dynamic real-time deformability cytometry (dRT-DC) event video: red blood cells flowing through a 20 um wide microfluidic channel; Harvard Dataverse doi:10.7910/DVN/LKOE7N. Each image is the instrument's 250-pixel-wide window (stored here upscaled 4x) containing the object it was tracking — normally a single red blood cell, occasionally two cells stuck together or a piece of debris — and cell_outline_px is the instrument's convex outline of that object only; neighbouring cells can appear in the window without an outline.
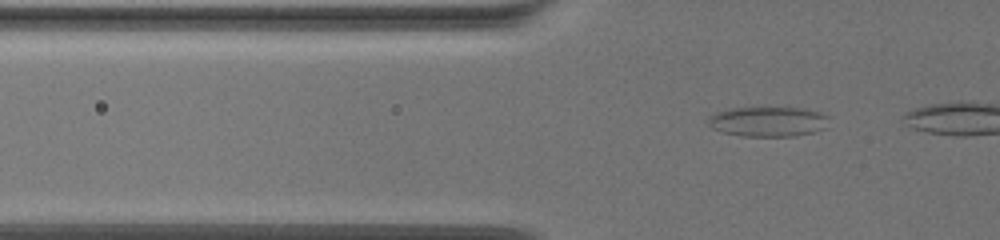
{"species": "common noctule bat (a hibernating species)", "species_latin": "Nyctalus noctula", "temperature_condition": "warm", "stored_images_in_passage": 47, "camera_frame_rate_fps": 3000, "um_per_image_px": 0.085, "animal": {"sex": "female", "body_mass_g": 19.5, "forearm_length_mm": 54.1}, "frame": {"image": 1, "passage_image": 10, "time_ms": 3.0, "image_size_px": [1000, 240], "cell_outline_px": [[828, 116], [824, 128], [812, 132], [796, 136], [740, 136], [724, 132], [712, 128], [708, 124], [708, 116], [716, 112], [728, 108], [796, 108], [820, 112]], "centroid_in_image_um": [65.22, 10.34], "position_along_channel_um": 60.6, "area_um2": 20.87}}
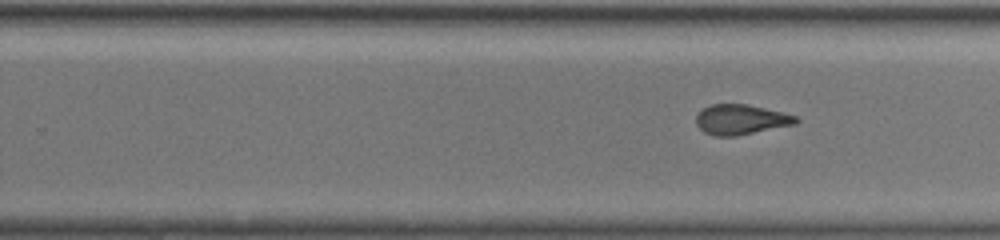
{"frame": {"image": 2, "passage_image": 32, "time_ms": 10.333, "image_size_px": [1000, 240], "cell_outline_px": [[800, 120], [796, 124], [736, 136], [716, 136], [704, 132], [696, 124], [696, 116], [704, 108], [712, 104], [748, 104], [784, 112], [796, 116]], "centroid_in_image_um": [63.01, 10.16], "position_along_channel_um": 266.8, "area_um2": 17.51}}
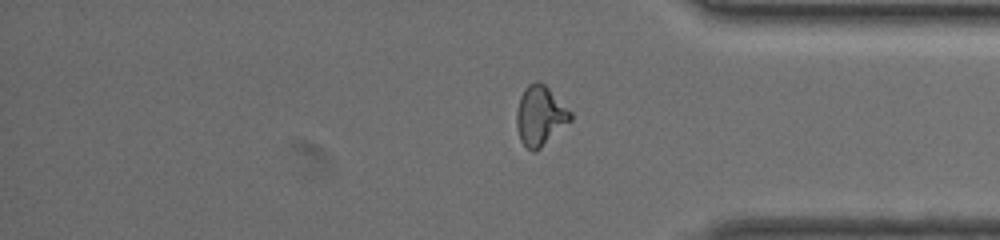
{"frame": {"image": 3, "passage_image": 45, "time_ms": 14.667, "image_size_px": [1000, 240], "cell_outline_px": [[572, 120], [540, 148], [532, 152], [520, 140], [516, 128], [516, 112], [520, 96], [524, 88], [528, 84], [536, 80], [544, 84], [572, 112]], "centroid_in_image_um": [45.9, 9.83], "position_along_channel_um": 389.3, "area_um2": 18.73}}